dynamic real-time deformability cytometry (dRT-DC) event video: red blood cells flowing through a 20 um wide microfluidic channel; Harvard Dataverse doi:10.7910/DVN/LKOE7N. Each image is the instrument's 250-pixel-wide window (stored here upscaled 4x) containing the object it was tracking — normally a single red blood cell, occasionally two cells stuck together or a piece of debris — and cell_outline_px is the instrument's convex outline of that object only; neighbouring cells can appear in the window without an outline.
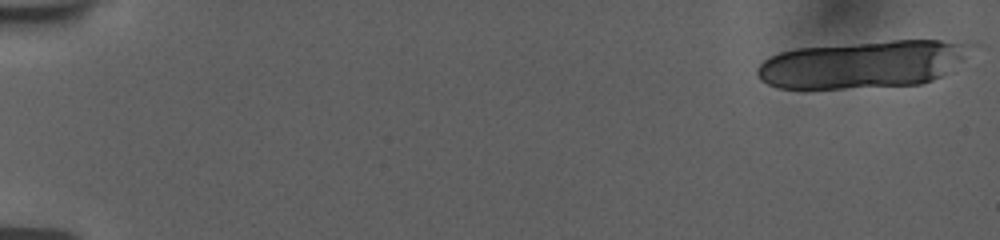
{"species": "human", "species_latin": "Homo sapiens", "temperature_condition": "room temperature", "stored_images_in_passage": 21, "camera_frame_rate_fps": 3000, "um_per_image_px": 0.085, "donor": {"sex": "female"}, "frame": {"image": 1, "passage_image": 1, "time_ms": 0.0, "image_size_px": [1000, 240], "cell_outline_px": [[976, 44], [952, 72], [932, 80], [920, 84], [844, 88], [780, 88], [768, 84], [760, 80], [756, 72], [756, 68], [764, 60], [780, 52], [796, 48], [892, 40], [940, 40]], "centroid_in_image_um": [73.38, 5.46], "position_along_channel_um": 11.6, "area_um2": 59.19}}